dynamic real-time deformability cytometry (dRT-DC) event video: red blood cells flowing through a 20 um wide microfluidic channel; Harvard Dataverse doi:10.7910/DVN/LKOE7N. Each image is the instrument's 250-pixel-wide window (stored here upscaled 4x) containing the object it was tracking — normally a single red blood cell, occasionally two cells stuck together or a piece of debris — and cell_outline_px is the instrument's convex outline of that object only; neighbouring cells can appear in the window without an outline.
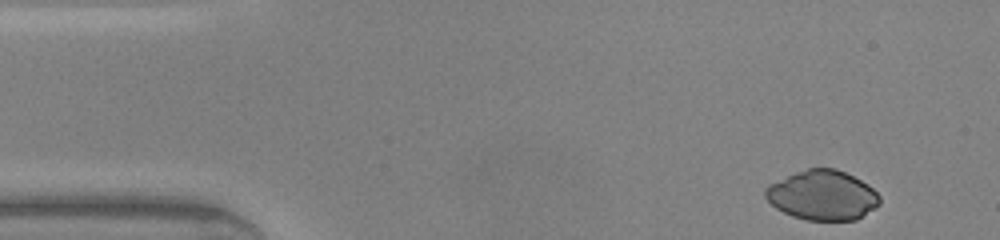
{"species": "common noctule bat (a hibernating species)", "species_latin": "Nyctalus noctula", "temperature_condition": "warm", "stored_images_in_passage": 41, "camera_frame_rate_fps": 3000, "um_per_image_px": 0.085, "animal": {"sex": "male", "body_mass_g": 20.0, "forearm_length_mm": 53.3}, "frame": {"image": 1, "passage_image": 1, "time_ms": 0.0, "image_size_px": [1000, 240], "cell_outline_px": [[880, 204], [876, 208], [856, 220], [808, 220], [792, 216], [776, 208], [764, 196], [764, 188], [768, 184], [796, 172], [808, 168], [836, 168], [868, 184], [880, 196]], "centroid_in_image_um": [69.91, 16.6], "position_along_channel_um": 15.1, "area_um2": 33.12}}